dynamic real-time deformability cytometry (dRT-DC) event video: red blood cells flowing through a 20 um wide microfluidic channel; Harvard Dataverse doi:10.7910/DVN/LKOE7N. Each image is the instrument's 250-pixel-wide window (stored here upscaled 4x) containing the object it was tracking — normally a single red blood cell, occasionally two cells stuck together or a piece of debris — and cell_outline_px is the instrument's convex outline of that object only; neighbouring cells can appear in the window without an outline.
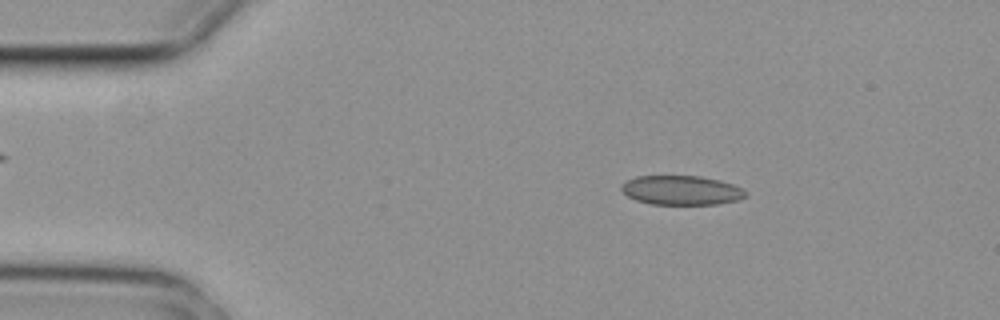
{"species": "common noctule bat (a hibernating species)", "species_latin": "Nyctalus noctula", "temperature_condition": "cold", "stored_images_in_passage": 4, "camera_frame_rate_fps": 3000, "um_per_image_px": 0.085, "animal": {"sex": "female", "body_mass_g": 29.2, "forearm_length_mm": 56.3}, "frame": {"image": 1, "passage_image": 1, "time_ms": 0.0, "image_size_px": [1000, 320], "cell_outline_px": [[748, 196], [740, 200], [716, 204], [652, 204], [636, 200], [628, 196], [620, 188], [620, 184], [636, 176], [700, 176], [720, 180], [744, 188], [748, 192]], "centroid_in_image_um": [57.97, 16.17], "position_along_channel_um": 27.0, "area_um2": 21.39}}